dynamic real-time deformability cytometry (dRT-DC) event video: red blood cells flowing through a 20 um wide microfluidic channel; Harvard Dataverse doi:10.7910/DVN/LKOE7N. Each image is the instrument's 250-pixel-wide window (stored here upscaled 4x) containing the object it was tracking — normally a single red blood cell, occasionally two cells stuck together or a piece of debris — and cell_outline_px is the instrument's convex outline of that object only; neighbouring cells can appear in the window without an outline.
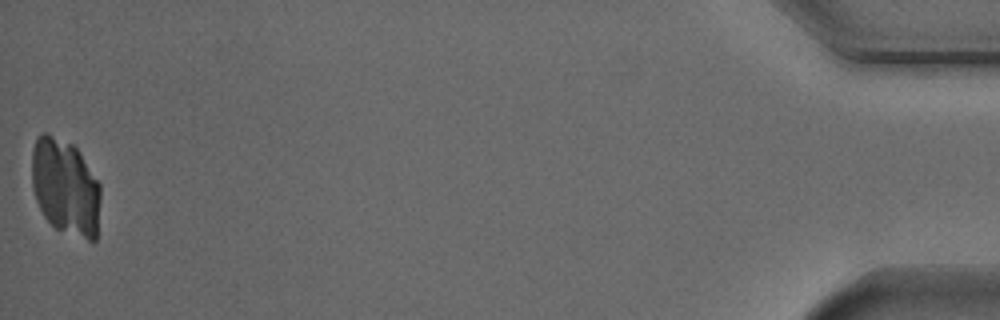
{"species": "Egyptian fruit bat (a non-hibernating species)", "species_latin": "Rousettus aegyptiacus", "temperature_condition": "cold", "stored_images_in_passage": 43, "camera_frame_rate_fps": 3000, "um_per_image_px": 0.085, "animal": {"sex": "male"}, "frame": {"image": 1, "passage_image": 42, "time_ms": 13.667, "image_size_px": [1000, 320], "cell_outline_px": [[100, 200], [96, 240], [88, 240], [56, 228], [44, 216], [36, 200], [32, 188], [32, 148], [36, 136], [44, 132], [72, 144], [80, 152], [100, 184]], "centroid_in_image_um": [5.55, 15.88], "position_along_channel_um": 429.7, "area_um2": 38.61}}